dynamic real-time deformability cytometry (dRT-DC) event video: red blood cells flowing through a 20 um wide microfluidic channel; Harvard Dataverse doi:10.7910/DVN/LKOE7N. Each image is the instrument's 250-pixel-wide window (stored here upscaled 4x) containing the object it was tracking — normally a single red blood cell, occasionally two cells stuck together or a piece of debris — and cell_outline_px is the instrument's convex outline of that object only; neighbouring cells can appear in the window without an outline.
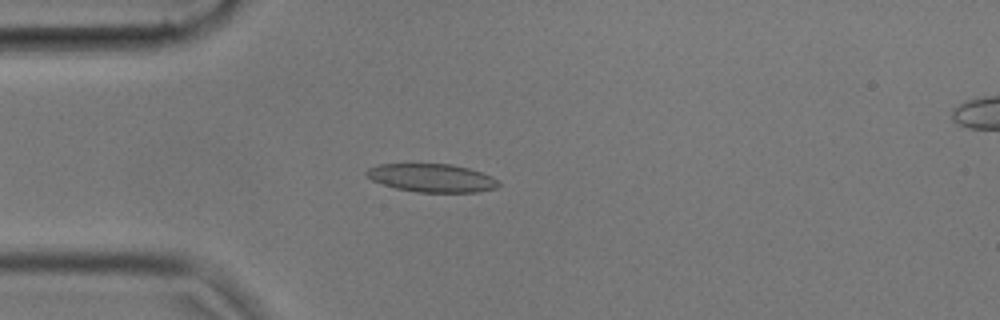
{"species": "common noctule bat (a hibernating species)", "species_latin": "Nyctalus noctula", "temperature_condition": "cold", "stored_images_in_passage": 54, "camera_frame_rate_fps": 3000, "um_per_image_px": 0.085, "animal": {"sex": "male", "body_mass_g": 17.9, "forearm_length_mm": 54.2}, "frame": {"image": 1, "passage_image": 13, "time_ms": 4.0, "image_size_px": [1000, 320], "cell_outline_px": [[500, 184], [496, 188], [476, 192], [416, 192], [396, 188], [372, 180], [364, 176], [364, 172], [368, 168], [376, 164], [452, 164], [468, 168], [492, 176]], "centroid_in_image_um": [36.66, 15.12], "position_along_channel_um": 48.3, "area_um2": 21.73}}
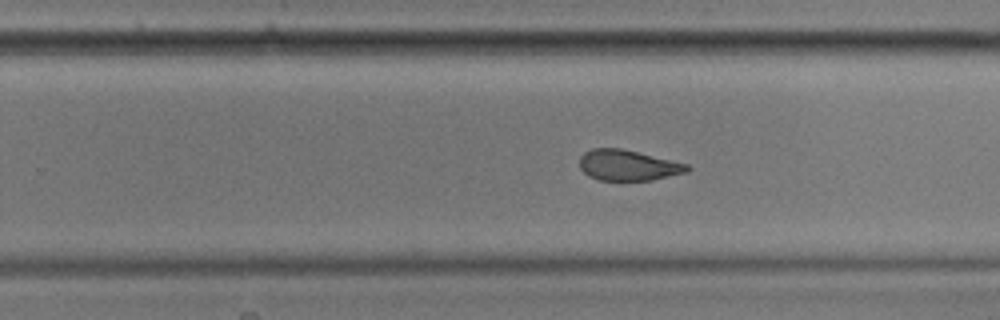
{"frame": {"image": 2, "passage_image": 33, "time_ms": 10.667, "image_size_px": [1000, 320], "cell_outline_px": [[692, 168], [688, 172], [652, 180], [600, 180], [588, 176], [580, 168], [580, 156], [584, 152], [592, 148], [620, 148], [688, 164]], "centroid_in_image_um": [53.38, 14.05], "position_along_channel_um": 276.4, "area_um2": 19.19}}
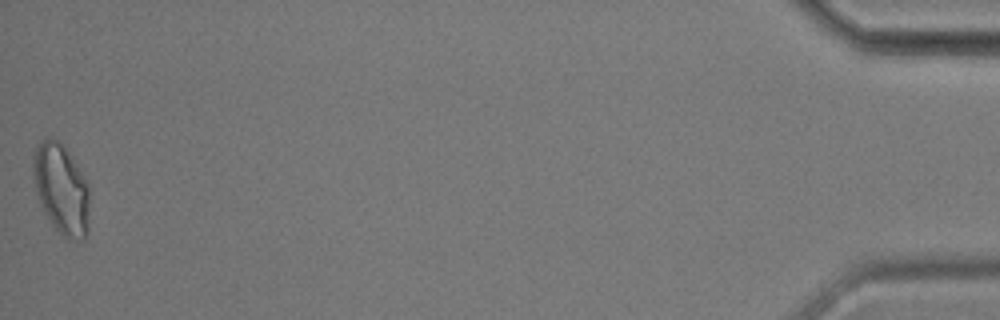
{"frame": {"image": 3, "passage_image": 54, "time_ms": 17.667, "image_size_px": [1000, 320], "cell_outline_px": [[88, 232], [84, 240], [68, 240], [52, 224], [44, 212], [36, 192], [32, 172], [32, 156], [40, 140], [44, 136], [52, 136], [72, 156], [88, 184]], "centroid_in_image_um": [5.19, 16.05], "position_along_channel_um": 430.0, "area_um2": 29.77}, "authors_computed_cell_mechanics": {"area_um2": 21.3282, "velocity_mm_per_s": 3.5729, "shape_relaxation_time_tau1_ms": 10.874, "shape_relaxation_time_tau2_ms": 2.1924, "deformation_change_tau1": 0.2254, "deformation_change_tau2": 0.0828}}